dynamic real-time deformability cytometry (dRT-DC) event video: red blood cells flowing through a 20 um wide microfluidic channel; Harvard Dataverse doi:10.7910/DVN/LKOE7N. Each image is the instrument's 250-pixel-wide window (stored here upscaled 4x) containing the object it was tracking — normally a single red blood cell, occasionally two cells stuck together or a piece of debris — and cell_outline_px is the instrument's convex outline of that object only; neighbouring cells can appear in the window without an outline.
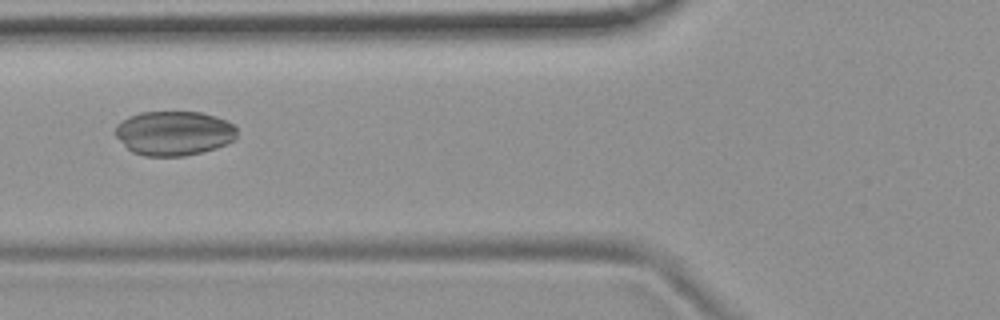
{"species": "common noctule bat (a hibernating species)", "species_latin": "Nyctalus noctula", "temperature_condition": "room temperature", "stored_images_in_passage": 47, "camera_frame_rate_fps": 3000, "um_per_image_px": 0.085, "animal": {"sex": "female", "body_mass_g": 19.9}, "frame": {"image": 1, "passage_image": 14, "time_ms": 4.333, "image_size_px": [1000, 320], "cell_outline_px": [[236, 140], [228, 144], [216, 148], [184, 156], [144, 156], [132, 152], [116, 136], [116, 124], [128, 116], [140, 112], [200, 112], [216, 116], [232, 124], [236, 128]], "centroid_in_image_um": [14.79, 11.32], "position_along_channel_um": 111.0, "area_um2": 31.56}}
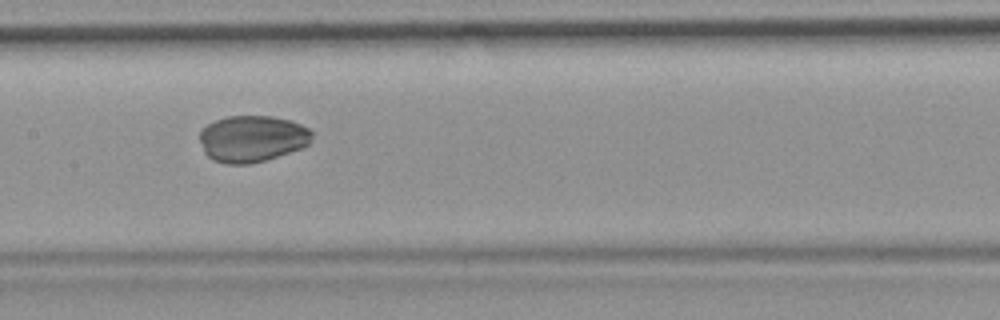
{"frame": {"image": 2, "passage_image": 20, "time_ms": 6.333, "image_size_px": [1000, 320], "cell_outline_px": [[312, 140], [308, 144], [300, 148], [264, 160], [248, 164], [228, 164], [216, 160], [208, 156], [204, 152], [200, 140], [200, 132], [208, 124], [216, 120], [228, 116], [272, 116], [288, 120], [300, 124], [308, 128], [312, 132]], "centroid_in_image_um": [21.43, 11.78], "position_along_channel_um": 186.0, "area_um2": 30.06}}
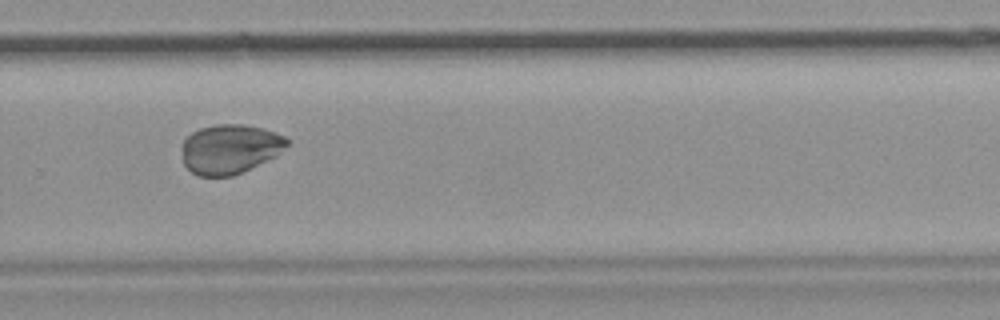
{"frame": {"image": 3, "passage_image": 30, "time_ms": 9.667, "image_size_px": [1000, 320], "cell_outline_px": [[288, 144], [276, 156], [232, 176], [200, 176], [192, 172], [184, 164], [180, 148], [184, 140], [192, 132], [200, 128], [216, 124], [240, 124], [260, 128], [284, 136], [288, 140]], "centroid_in_image_um": [19.5, 12.66], "position_along_channel_um": 310.3, "area_um2": 30.06}}